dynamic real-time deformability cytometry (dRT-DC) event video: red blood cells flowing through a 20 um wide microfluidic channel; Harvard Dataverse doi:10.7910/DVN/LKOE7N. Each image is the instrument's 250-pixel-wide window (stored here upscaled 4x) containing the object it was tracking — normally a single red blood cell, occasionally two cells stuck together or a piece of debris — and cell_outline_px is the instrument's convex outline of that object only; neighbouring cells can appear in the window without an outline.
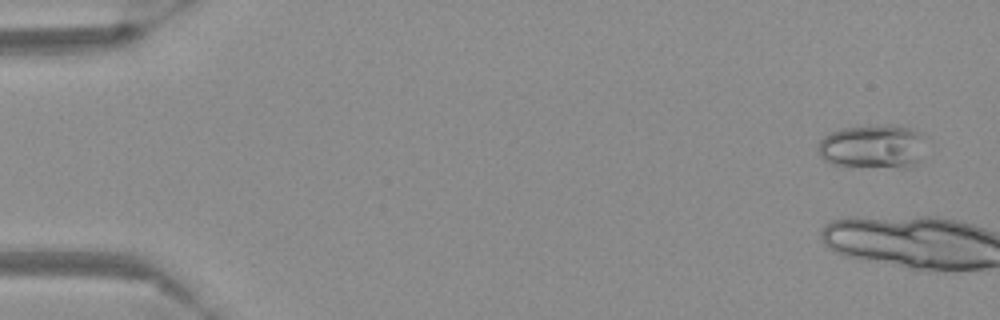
{"species": "Egyptian fruit bat (a non-hibernating species)", "species_latin": "Rousettus aegyptiacus", "temperature_condition": "warm", "stored_images_in_passage": 5, "camera_frame_rate_fps": 3000, "um_per_image_px": 0.085, "frame": {"image": 1, "passage_image": 3, "time_ms": 0.667, "image_size_px": [1000, 320], "cell_outline_px": [[924, 136], [916, 160], [908, 168], [900, 168], [832, 164], [824, 160], [820, 156], [816, 148], [820, 140], [824, 136], [840, 128], [888, 124], [892, 124], [912, 128]], "centroid_in_image_um": [74.11, 12.43], "position_along_channel_um": 10.9, "area_um2": 27.28}}